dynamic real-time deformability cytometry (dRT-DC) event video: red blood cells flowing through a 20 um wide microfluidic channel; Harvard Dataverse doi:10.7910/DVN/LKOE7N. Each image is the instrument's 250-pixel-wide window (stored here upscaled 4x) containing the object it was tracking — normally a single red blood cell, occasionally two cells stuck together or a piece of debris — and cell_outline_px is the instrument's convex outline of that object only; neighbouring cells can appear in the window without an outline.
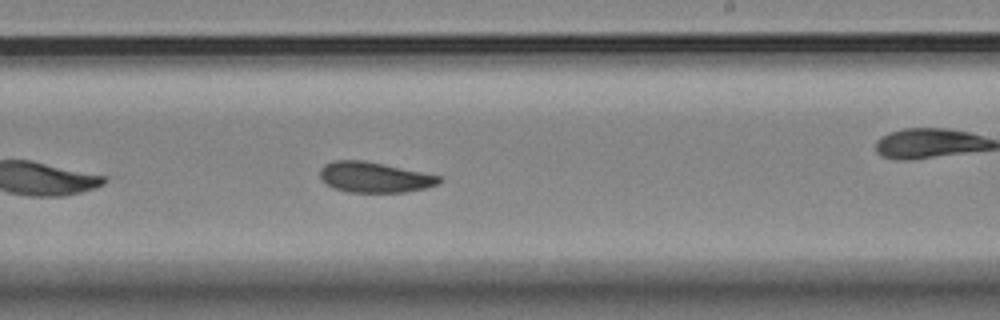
{"species": "Egyptian fruit bat (a non-hibernating species)", "species_latin": "Rousettus aegyptiacus", "temperature_condition": "room temperature", "stored_images_in_passage": 43, "camera_frame_rate_fps": 3000, "um_per_image_px": 0.085, "animal": {"sex": "female"}, "frame": {"image": 1, "passage_image": 19, "time_ms": 6.0, "image_size_px": [1000, 320], "cell_outline_px": [[444, 180], [436, 184], [424, 188], [404, 192], [348, 192], [332, 188], [320, 180], [320, 168], [324, 164], [332, 160], [364, 160], [384, 164], [440, 176]], "centroid_in_image_um": [31.76, 15.06], "position_along_channel_um": 257.2, "area_um2": 21.21}, "authors_computed_cell_mechanics": {"area_um2": 21.7906, "velocity_mm_per_s": 3.5046, "shape_relaxation_time_tau1_ms": 7.2883, "shape_relaxation_time_tau2_ms": 3.7752, "deformation_change_tau1": 0.1468, "deformation_change_tau2": 0.0867}}